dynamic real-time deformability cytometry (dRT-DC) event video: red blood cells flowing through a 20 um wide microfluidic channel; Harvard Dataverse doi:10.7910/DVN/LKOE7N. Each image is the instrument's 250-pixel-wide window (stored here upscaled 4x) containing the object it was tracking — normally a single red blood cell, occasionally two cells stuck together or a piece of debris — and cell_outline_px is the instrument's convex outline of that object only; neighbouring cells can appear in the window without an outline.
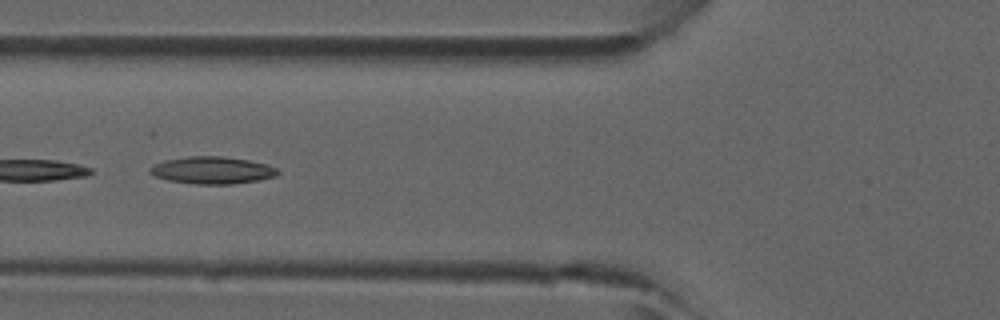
{"species": "common noctule bat (a hibernating species)", "species_latin": "Nyctalus noctula", "temperature_condition": "room temperature", "stored_images_in_passage": 7, "camera_frame_rate_fps": 3000, "um_per_image_px": 0.085, "animal": {"sex": "male", "forearm_length_mm": 52.5}, "frame": {"image": 1, "passage_image": 5, "time_ms": 1.333, "image_size_px": [1000, 320], "cell_outline_px": [[280, 172], [276, 176], [260, 180], [232, 184], [196, 184], [168, 180], [156, 176], [148, 172], [148, 168], [152, 164], [164, 160], [188, 156], [224, 156], [248, 160], [268, 164], [276, 168]], "centroid_in_image_um": [18.03, 14.46], "position_along_channel_um": 107.8, "area_um2": 20.46}}